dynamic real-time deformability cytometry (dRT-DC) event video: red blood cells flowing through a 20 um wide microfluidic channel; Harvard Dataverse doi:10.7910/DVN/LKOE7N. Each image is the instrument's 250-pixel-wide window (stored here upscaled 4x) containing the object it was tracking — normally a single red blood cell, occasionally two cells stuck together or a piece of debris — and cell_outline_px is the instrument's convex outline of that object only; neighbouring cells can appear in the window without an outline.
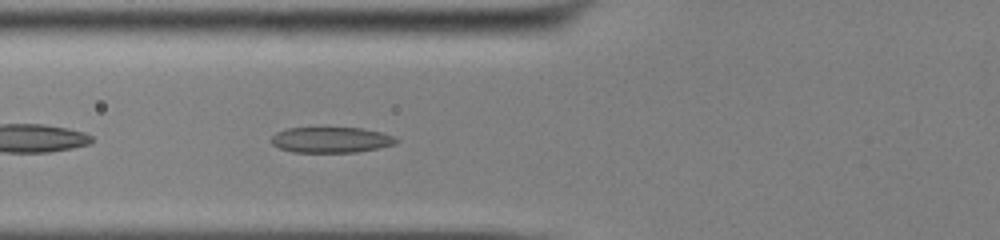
{"species": "common noctule bat (a hibernating species)", "species_latin": "Nyctalus noctula", "temperature_condition": "cold", "stored_images_in_passage": 36, "camera_frame_rate_fps": 3000, "um_per_image_px": 0.085, "animal": {"sex": "male", "body_mass_g": 13.0, "forearm_length_mm": 53.1}, "frame": {"image": 1, "passage_image": 4, "time_ms": 1.0, "image_size_px": [1000, 240], "cell_outline_px": [[400, 140], [396, 144], [380, 148], [356, 152], [292, 152], [280, 148], [272, 144], [272, 136], [276, 132], [288, 128], [360, 128], [380, 132], [392, 136]], "centroid_in_image_um": [28.16, 11.89], "position_along_channel_um": 97.6, "area_um2": 18.61}}
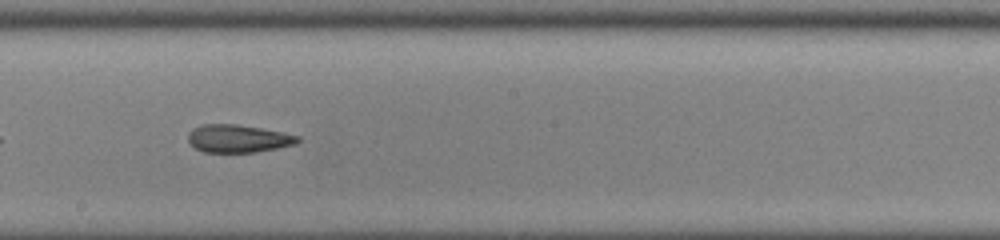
{"frame": {"image": 2, "passage_image": 14, "time_ms": 4.333, "image_size_px": [1000, 240], "cell_outline_px": [[300, 140], [296, 144], [256, 152], [204, 152], [196, 148], [188, 140], [188, 132], [192, 128], [200, 124], [236, 124], [284, 132], [300, 136]], "centroid_in_image_um": [20.24, 11.77], "position_along_channel_um": 228.0, "area_um2": 17.8}}
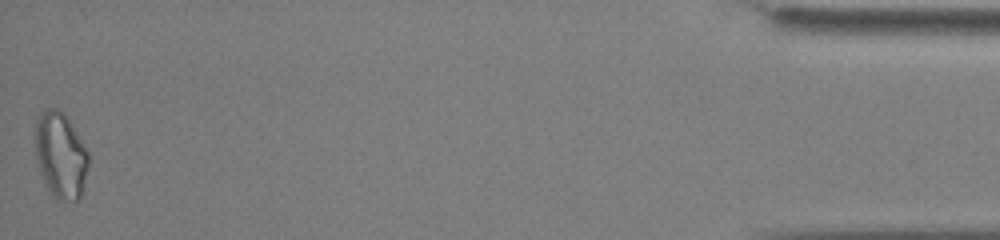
{"frame": {"image": 3, "passage_image": 36, "time_ms": 11.667, "image_size_px": [1000, 240], "cell_outline_px": [[88, 168], [84, 188], [80, 196], [76, 200], [56, 200], [48, 192], [40, 172], [36, 160], [36, 120], [40, 112], [48, 108], [56, 108], [64, 112], [68, 116], [88, 152]], "centroid_in_image_um": [5.15, 13.2], "position_along_channel_um": 430.0, "area_um2": 26.99}, "authors_computed_cell_mechanics": {"area_um2": 18.9295, "velocity_mm_per_s": 3.902, "shape_relaxation_time_tau1_ms": 7.8058, "shape_relaxation_time_tau2_ms": 1.4703, "deformation_change_tau1": 0.1526, "deformation_change_tau2": 0.0904}}